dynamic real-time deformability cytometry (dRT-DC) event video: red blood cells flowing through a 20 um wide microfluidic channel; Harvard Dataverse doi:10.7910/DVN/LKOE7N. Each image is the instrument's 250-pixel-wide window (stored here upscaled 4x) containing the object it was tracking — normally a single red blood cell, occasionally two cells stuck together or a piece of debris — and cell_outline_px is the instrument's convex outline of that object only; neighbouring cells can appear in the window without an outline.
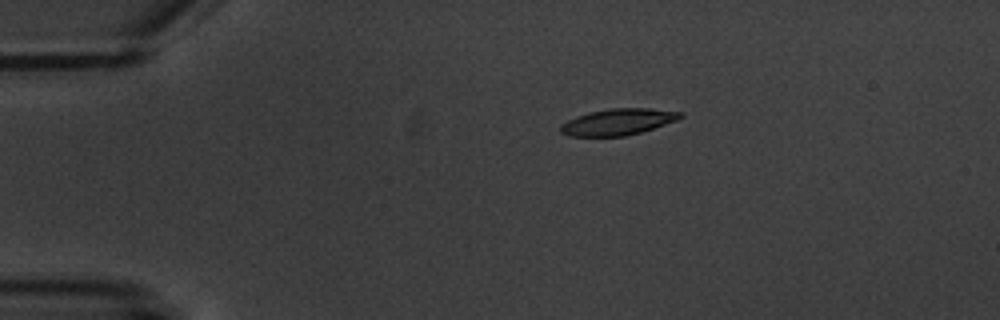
{"species": "common noctule bat (a hibernating species)", "species_latin": "Nyctalus noctula", "temperature_condition": "warm", "stored_images_in_passage": 6, "camera_frame_rate_fps": 3000, "um_per_image_px": 0.085, "animal": {"sex": "male", "body_mass_g": 20.1, "forearm_length_mm": 53.5}, "frame": {"image": 1, "passage_image": 1, "time_ms": 0.0, "image_size_px": [1000, 320], "cell_outline_px": [[684, 116], [676, 120], [640, 132], [624, 136], [568, 136], [560, 132], [560, 124], [576, 116], [588, 112], [612, 108], [648, 108], [684, 112]], "centroid_in_image_um": [52.5, 10.35], "position_along_channel_um": 32.5, "area_um2": 18.32}}
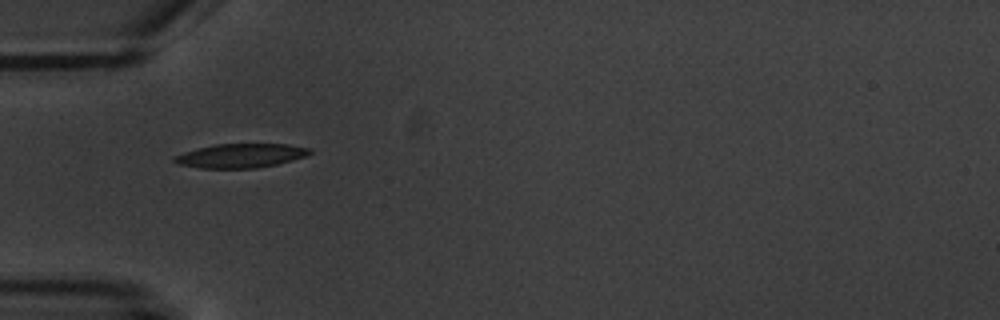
{"frame": {"image": 2, "passage_image": 3, "time_ms": 2.333, "image_size_px": [1000, 320], "cell_outline_px": [[312, 152], [304, 156], [292, 160], [276, 164], [256, 168], [200, 168], [180, 164], [172, 160], [176, 156], [184, 152], [216, 144], [288, 144], [312, 148]], "centroid_in_image_um": [20.5, 13.23], "position_along_channel_um": 64.5, "area_um2": 18.73}}